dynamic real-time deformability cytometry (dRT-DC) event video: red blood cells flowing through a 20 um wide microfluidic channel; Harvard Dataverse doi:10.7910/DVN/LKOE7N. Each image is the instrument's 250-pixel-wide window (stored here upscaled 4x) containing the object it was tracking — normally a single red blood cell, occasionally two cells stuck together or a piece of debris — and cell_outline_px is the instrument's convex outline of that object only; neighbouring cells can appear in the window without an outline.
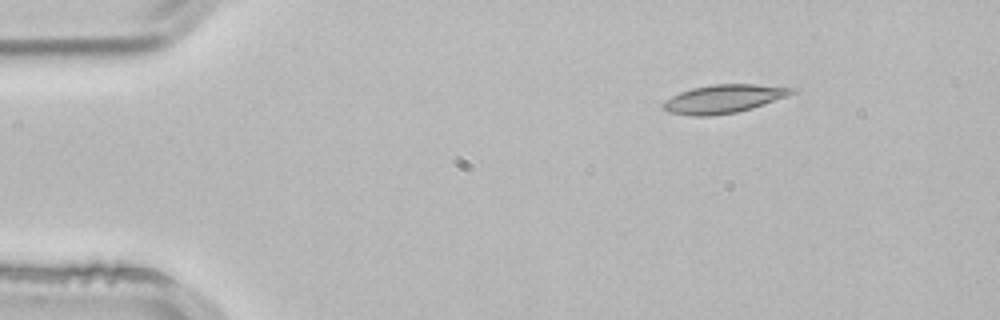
{"species": "common noctule bat (a hibernating species)", "species_latin": "Nyctalus noctula", "temperature_condition": "room temperature", "stored_images_in_passage": 2, "camera_frame_rate_fps": 3000, "um_per_image_px": 0.085, "animal": {"sex": "male", "body_mass_g": 21.5, "forearm_length_mm": 52.0}, "frame": {"image": 1, "passage_image": 1, "time_ms": 0.0, "image_size_px": [1000, 320], "cell_outline_px": [[796, 92], [788, 96], [752, 108], [736, 112], [708, 116], [692, 116], [668, 112], [660, 104], [664, 100], [680, 92], [692, 88], [712, 84], [756, 84], [796, 88]], "centroid_in_image_um": [61.5, 8.4], "position_along_channel_um": 23.5, "area_um2": 21.33}}
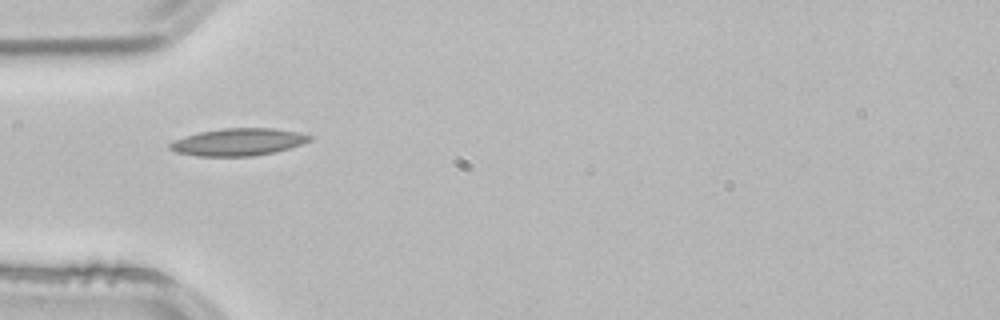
{"frame": {"image": 2, "passage_image": 2, "time_ms": 0.333, "image_size_px": [1000, 320], "cell_outline_px": [[316, 136], [312, 140], [288, 148], [272, 152], [252, 156], [196, 156], [176, 152], [168, 148], [168, 144], [184, 136], [200, 132], [224, 128], [272, 128], [296, 132]], "centroid_in_image_um": [20.24, 12.07], "position_along_channel_um": 64.8, "area_um2": 22.08}}